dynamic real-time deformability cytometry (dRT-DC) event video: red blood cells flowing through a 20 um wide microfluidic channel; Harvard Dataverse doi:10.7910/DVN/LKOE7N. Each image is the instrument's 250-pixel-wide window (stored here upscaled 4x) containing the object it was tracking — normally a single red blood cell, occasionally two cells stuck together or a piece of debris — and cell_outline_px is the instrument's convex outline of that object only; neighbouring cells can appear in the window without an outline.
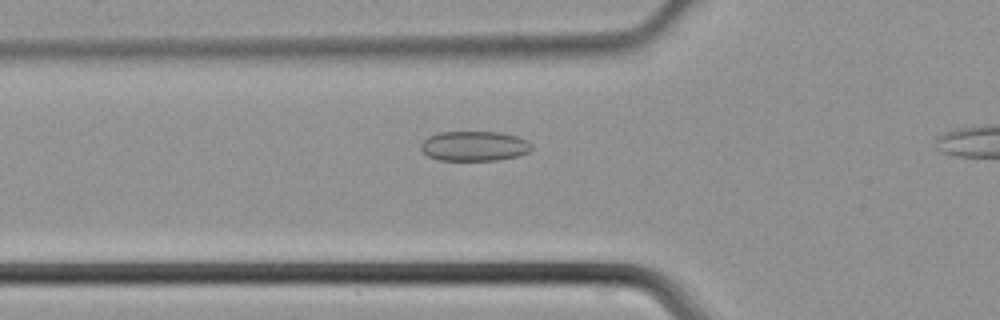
{"species": "common noctule bat (a hibernating species)", "species_latin": "Nyctalus noctula", "temperature_condition": "cold", "stored_images_in_passage": 30, "camera_frame_rate_fps": 3000, "um_per_image_px": 0.085, "animal": {"sex": "male", "body_mass_g": 21.5, "forearm_length_mm": 52.0}, "frame": {"image": 1, "passage_image": 7, "time_ms": 2.0, "image_size_px": [1000, 320], "cell_outline_px": [[532, 148], [528, 152], [516, 156], [500, 160], [440, 160], [428, 156], [420, 148], [420, 144], [428, 136], [440, 132], [500, 132], [516, 136], [528, 140], [532, 144]], "centroid_in_image_um": [40.32, 12.41], "position_along_channel_um": 85.5, "area_um2": 19.31}}
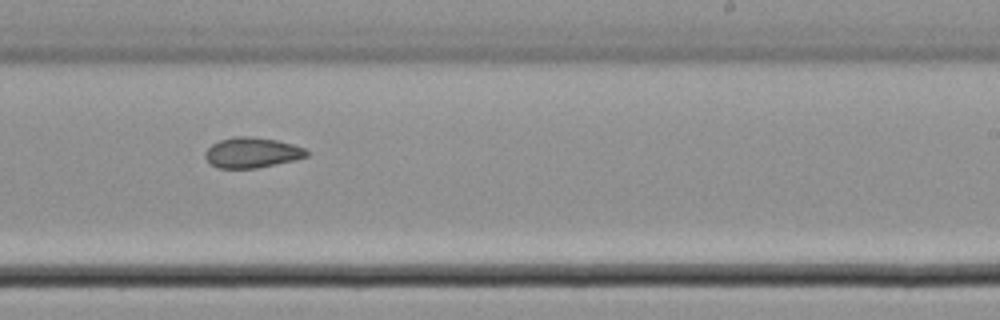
{"frame": {"image": 2, "passage_image": 19, "time_ms": 6.0, "image_size_px": [1000, 320], "cell_outline_px": [[308, 156], [292, 160], [256, 168], [216, 168], [208, 164], [204, 156], [204, 152], [212, 144], [220, 140], [232, 136], [252, 136], [276, 140], [292, 144], [304, 148], [308, 152]], "centroid_in_image_um": [21.35, 12.97], "position_along_channel_um": 267.7, "area_um2": 17.98}}
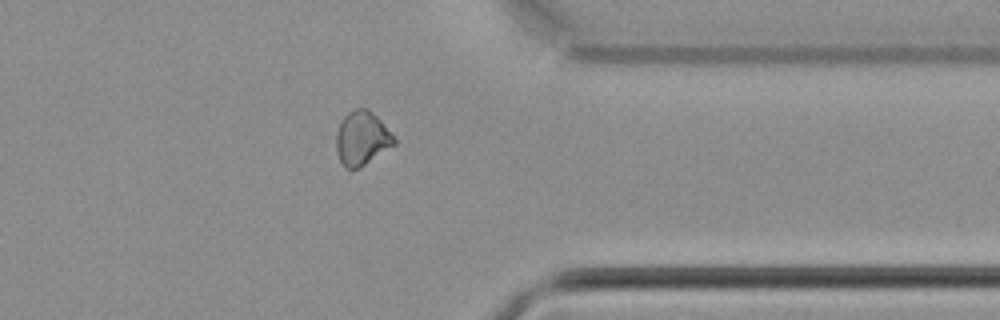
{"frame": {"image": 3, "passage_image": 27, "time_ms": 8.667, "image_size_px": [1000, 320], "cell_outline_px": [[396, 144], [360, 168], [344, 168], [336, 152], [336, 132], [340, 120], [348, 112], [356, 108], [368, 108], [380, 120], [396, 140]], "centroid_in_image_um": [30.73, 11.76], "position_along_channel_um": 380.7, "area_um2": 18.26}}